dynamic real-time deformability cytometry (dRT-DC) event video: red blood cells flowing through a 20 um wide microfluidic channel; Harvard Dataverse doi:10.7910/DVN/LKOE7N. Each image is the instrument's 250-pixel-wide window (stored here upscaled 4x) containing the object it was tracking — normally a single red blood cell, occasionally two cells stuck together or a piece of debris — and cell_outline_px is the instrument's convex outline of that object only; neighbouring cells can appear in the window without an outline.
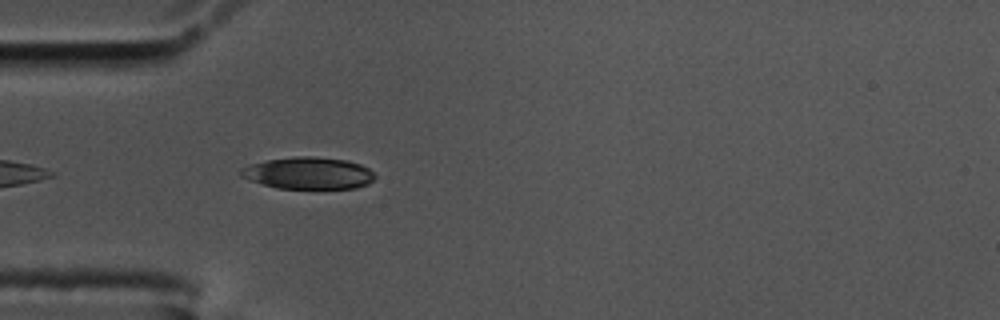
{"species": "common noctule bat (a hibernating species)", "species_latin": "Nyctalus noctula", "temperature_condition": "cold", "stored_images_in_passage": 45, "camera_frame_rate_fps": 3000, "um_per_image_px": 0.085, "animal": {"sex": "male", "body_mass_g": 17.5, "forearm_length_mm": 52.3}, "frame": {"image": 1, "passage_image": 4, "time_ms": 1.0, "image_size_px": [1000, 320], "cell_outline_px": [[376, 176], [368, 184], [356, 188], [276, 188], [248, 180], [240, 176], [240, 168], [252, 164], [268, 160], [296, 156], [312, 156], [348, 160], [360, 164], [368, 168]], "centroid_in_image_um": [26.21, 14.71], "position_along_channel_um": 58.8, "area_um2": 24.91}}
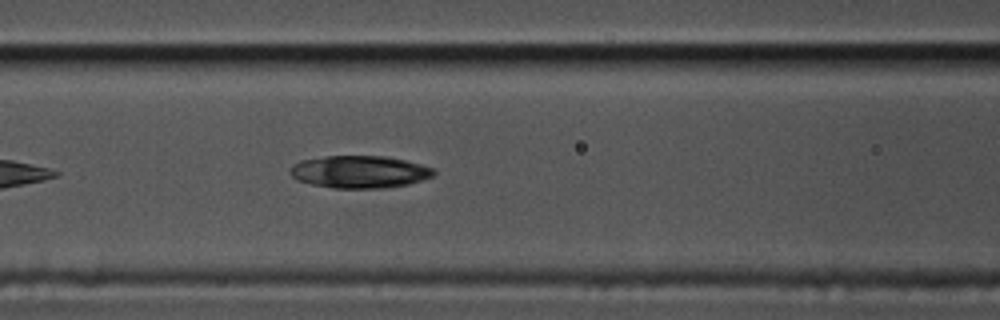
{"frame": {"image": 2, "passage_image": 11, "time_ms": 3.333, "image_size_px": [1000, 320], "cell_outline_px": [[436, 172], [432, 176], [408, 184], [384, 188], [332, 188], [312, 184], [296, 180], [292, 176], [292, 164], [300, 160], [324, 156], [388, 156], [420, 164], [432, 168]], "centroid_in_image_um": [30.54, 14.6], "position_along_channel_um": 136.1, "area_um2": 26.99}}
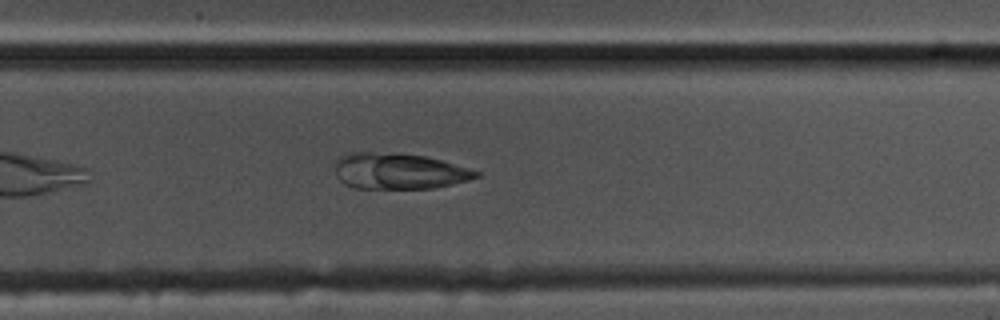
{"frame": {"image": 3, "passage_image": 25, "time_ms": 8.0, "image_size_px": [1000, 320], "cell_outline_px": [[480, 176], [468, 180], [436, 188], [352, 188], [344, 184], [336, 176], [336, 160], [340, 156], [348, 152], [396, 152], [424, 156], [440, 160], [480, 172]], "centroid_in_image_um": [33.86, 14.54], "position_along_channel_um": 295.9, "area_um2": 29.65}}